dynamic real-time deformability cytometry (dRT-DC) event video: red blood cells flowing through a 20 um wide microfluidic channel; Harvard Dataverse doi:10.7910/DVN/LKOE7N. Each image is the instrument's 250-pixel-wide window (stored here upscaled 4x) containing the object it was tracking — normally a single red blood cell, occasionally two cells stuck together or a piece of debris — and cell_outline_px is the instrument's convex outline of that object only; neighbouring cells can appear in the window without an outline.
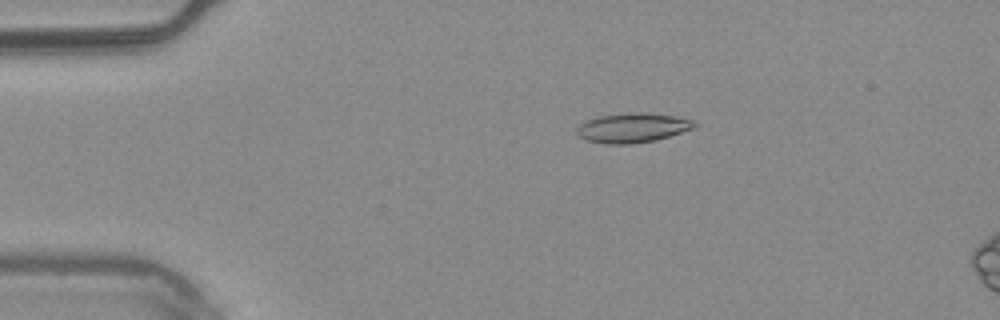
{"species": "common noctule bat (a hibernating species)", "species_latin": "Nyctalus noctula", "temperature_condition": "warm", "stored_images_in_passage": 7, "camera_frame_rate_fps": 3000, "um_per_image_px": 0.085, "animal": {"sex": "male", "body_mass_g": 20.4}, "frame": {"image": 1, "passage_image": 1, "time_ms": 0.0, "image_size_px": [1000, 320], "cell_outline_px": [[696, 128], [656, 140], [632, 144], [608, 144], [588, 140], [580, 136], [576, 132], [576, 128], [580, 124], [588, 120], [600, 116], [636, 112], [644, 112], [676, 116], [692, 120], [696, 124]], "centroid_in_image_um": [53.81, 10.86], "position_along_channel_um": 31.2, "area_um2": 20.11}}